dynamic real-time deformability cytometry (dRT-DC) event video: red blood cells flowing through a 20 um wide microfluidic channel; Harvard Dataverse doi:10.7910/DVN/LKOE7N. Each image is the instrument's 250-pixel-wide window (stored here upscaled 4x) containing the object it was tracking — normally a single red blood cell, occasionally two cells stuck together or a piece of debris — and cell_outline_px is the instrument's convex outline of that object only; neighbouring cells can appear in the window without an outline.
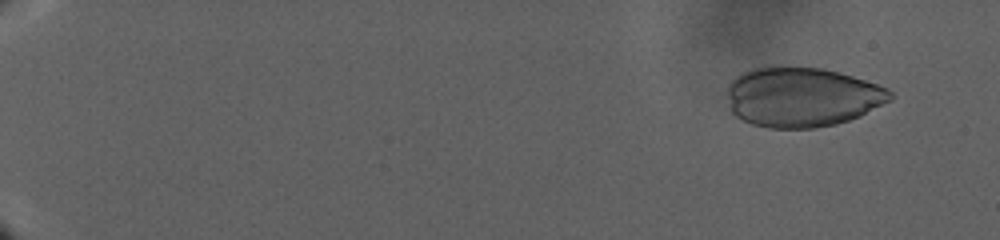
{"species": "human", "species_latin": "Homo sapiens", "temperature_condition": "warm", "stored_images_in_passage": 125, "camera_frame_rate_fps": 3000, "um_per_image_px": 0.085, "donor": {"sex": "male"}, "frame": {"image": 1, "passage_image": 10, "time_ms": 3.333, "image_size_px": [1000, 240], "cell_outline_px": [[892, 100], [860, 116], [836, 124], [816, 128], [768, 128], [752, 124], [736, 116], [732, 112], [728, 96], [728, 84], [740, 72], [752, 68], [768, 64], [780, 64], [824, 68], [852, 76], [888, 88], [892, 92]], "centroid_in_image_um": [68.15, 8.21], "position_along_channel_um": 16.9, "area_um2": 57.63}}
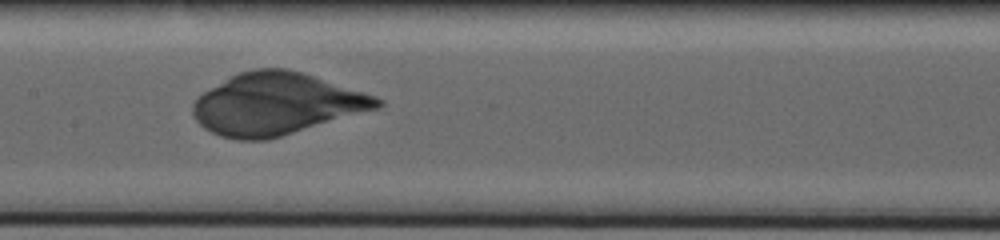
{"frame": {"image": 2, "passage_image": 81, "time_ms": 24.333, "image_size_px": [1000, 240], "cell_outline_px": [[384, 104], [380, 108], [268, 140], [236, 140], [220, 136], [204, 128], [196, 120], [192, 112], [192, 104], [204, 92], [232, 76], [240, 72], [252, 68], [288, 68], [304, 72], [376, 96], [384, 100]], "centroid_in_image_um": [23.53, 8.84], "position_along_channel_um": 183.9, "area_um2": 66.53}}
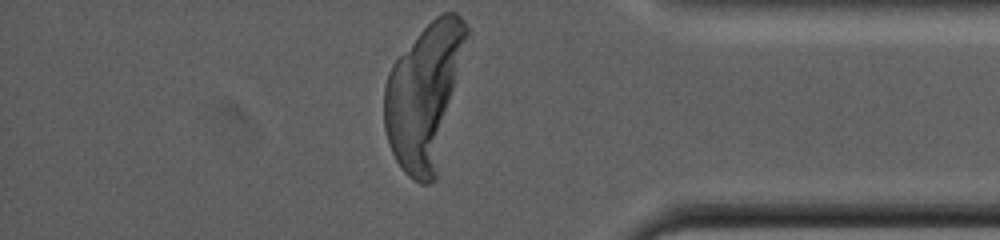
{"frame": {"image": 3, "passage_image": 125, "time_ms": 37.667, "image_size_px": [1000, 240], "cell_outline_px": [[468, 36], [436, 180], [428, 184], [420, 184], [412, 180], [404, 172], [396, 160], [388, 144], [384, 128], [384, 84], [388, 72], [392, 64], [420, 32], [436, 16], [444, 12], [456, 12], [464, 20], [468, 28]], "centroid_in_image_um": [36.06, 8.15], "position_along_channel_um": 399.1, "area_um2": 68.96}}